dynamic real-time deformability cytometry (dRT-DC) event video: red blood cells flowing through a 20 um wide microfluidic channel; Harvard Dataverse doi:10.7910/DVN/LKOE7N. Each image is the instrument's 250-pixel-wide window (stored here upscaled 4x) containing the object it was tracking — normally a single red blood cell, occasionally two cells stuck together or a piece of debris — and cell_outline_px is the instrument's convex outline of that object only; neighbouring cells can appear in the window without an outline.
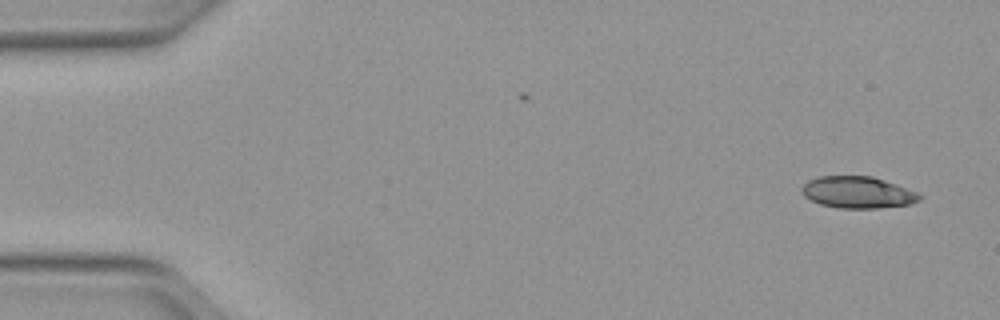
{"species": "Egyptian fruit bat (a non-hibernating species)", "species_latin": "Rousettus aegyptiacus", "temperature_condition": "warm", "stored_images_in_passage": 50, "camera_frame_rate_fps": 3000, "um_per_image_px": 0.085, "animal": {"sex": "female"}, "frame": {"image": 1, "passage_image": 1, "time_ms": 0.0, "image_size_px": [1000, 320], "cell_outline_px": [[924, 196], [920, 200], [912, 204], [876, 208], [840, 208], [820, 204], [804, 196], [800, 188], [808, 180], [820, 176], [872, 176], [916, 192]], "centroid_in_image_um": [72.9, 16.35], "position_along_channel_um": 12.1, "area_um2": 21.62}}
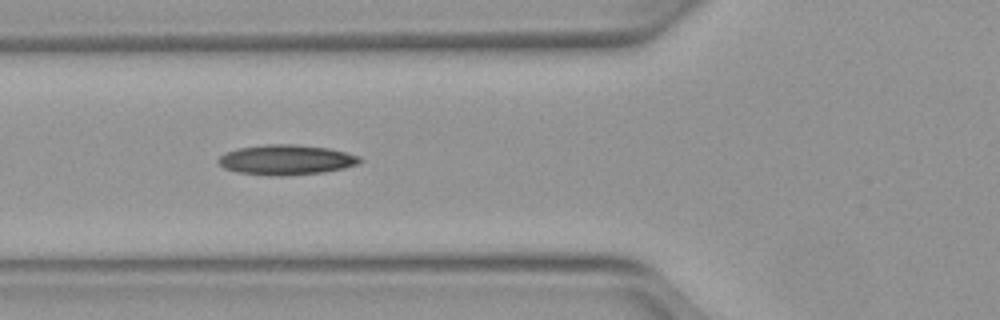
{"frame": {"image": 2, "passage_image": 17, "time_ms": 5.333, "image_size_px": [1000, 320], "cell_outline_px": [[364, 160], [360, 164], [344, 168], [324, 172], [280, 176], [276, 176], [240, 172], [224, 168], [216, 160], [220, 156], [236, 148], [264, 144], [296, 144], [328, 148], [360, 156]], "centroid_in_image_um": [24.36, 13.57], "position_along_channel_um": 101.4, "area_um2": 24.8}}
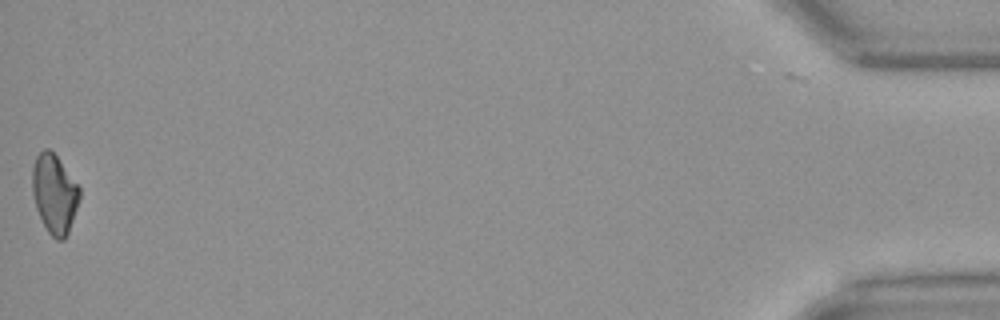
{"frame": {"image": 3, "passage_image": 49, "time_ms": 16.0, "image_size_px": [1000, 320], "cell_outline_px": [[80, 196], [68, 232], [64, 240], [56, 240], [48, 232], [36, 208], [32, 192], [32, 168], [36, 156], [44, 148], [48, 148], [56, 156], [80, 188]], "centroid_in_image_um": [4.6, 16.47], "position_along_channel_um": 430.6, "area_um2": 21.39}, "authors_computed_cell_mechanics": {"area_um2": 22.3686, "velocity_mm_per_s": 4.0152, "shape_relaxation_time_tau1_ms": 10.4065, "shape_relaxation_time_tau2_ms": null, "deformation_change_tau1": 0.2355, "deformation_change_tau2": null}}